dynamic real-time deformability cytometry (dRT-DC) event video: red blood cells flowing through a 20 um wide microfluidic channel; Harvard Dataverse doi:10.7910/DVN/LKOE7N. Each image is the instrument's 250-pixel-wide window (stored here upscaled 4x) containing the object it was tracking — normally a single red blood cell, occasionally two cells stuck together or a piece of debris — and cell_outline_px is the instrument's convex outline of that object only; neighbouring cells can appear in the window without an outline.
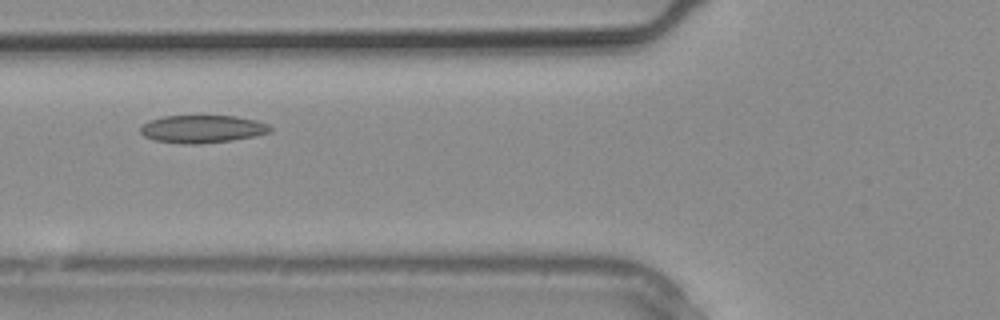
{"species": "common noctule bat (a hibernating species)", "species_latin": "Nyctalus noctula", "temperature_condition": "warm", "stored_images_in_passage": 9, "camera_frame_rate_fps": 3000, "um_per_image_px": 0.085, "animal": {"sex": "male", "body_mass_g": 20.4}, "frame": {"image": 1, "passage_image": 6, "time_ms": 1.667, "image_size_px": [1000, 320], "cell_outline_px": [[272, 132], [256, 136], [232, 140], [200, 144], [184, 144], [156, 140], [144, 136], [140, 132], [140, 124], [148, 120], [164, 116], [236, 116], [256, 120], [268, 124], [272, 128]], "centroid_in_image_um": [17.2, 10.96], "position_along_channel_um": 108.6, "area_um2": 21.15}}